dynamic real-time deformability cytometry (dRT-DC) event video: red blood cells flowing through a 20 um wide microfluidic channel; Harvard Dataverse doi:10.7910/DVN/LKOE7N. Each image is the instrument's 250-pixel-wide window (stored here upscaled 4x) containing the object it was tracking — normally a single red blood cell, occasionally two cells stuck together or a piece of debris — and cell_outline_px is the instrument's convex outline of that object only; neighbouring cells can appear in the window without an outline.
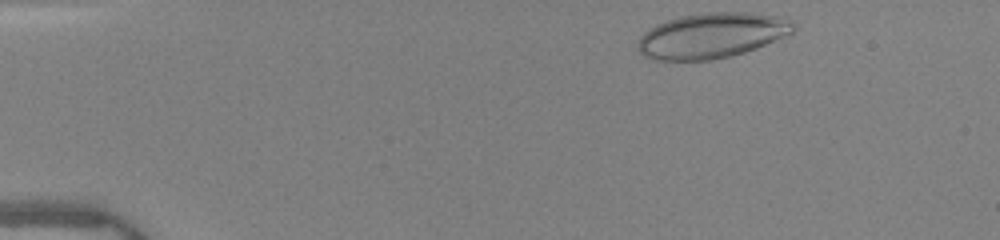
{"species": "human", "species_latin": "Homo sapiens", "temperature_condition": "warm", "stored_images_in_passage": 43, "camera_frame_rate_fps": 3000, "um_per_image_px": 0.085, "donor": {"sex": "female"}, "frame": {"image": 1, "passage_image": 1, "time_ms": 0.0, "image_size_px": [1000, 240], "cell_outline_px": [[796, 24], [792, 32], [784, 36], [756, 48], [744, 52], [712, 60], [652, 60], [644, 56], [636, 48], [636, 44], [640, 36], [644, 32], [656, 24], [680, 16], [708, 12], [748, 12], [776, 16]], "centroid_in_image_um": [60.43, 3.02], "position_along_channel_um": 24.6, "area_um2": 40.86}}
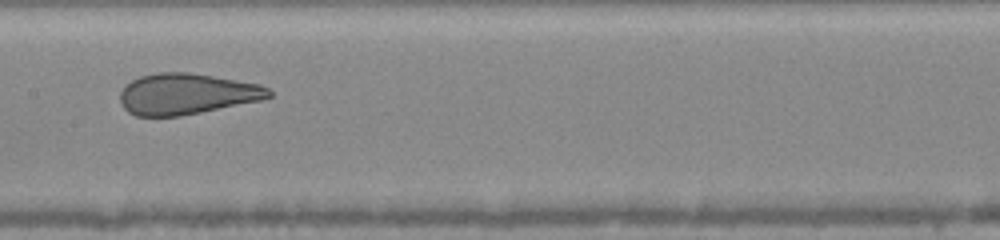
{"frame": {"image": 2, "passage_image": 20, "time_ms": 6.333, "image_size_px": [1000, 240], "cell_outline_px": [[272, 96], [260, 100], [180, 116], [136, 116], [128, 112], [124, 108], [120, 100], [120, 92], [132, 80], [140, 76], [160, 72], [188, 72], [260, 84], [268, 88], [272, 92]], "centroid_in_image_um": [15.85, 7.98], "position_along_channel_um": 191.5, "area_um2": 35.2}}
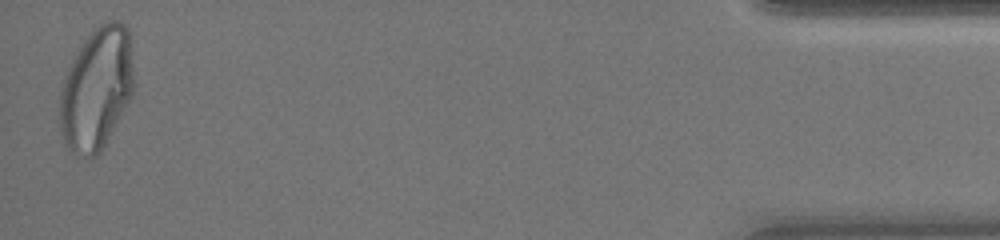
{"frame": {"image": 3, "passage_image": 43, "time_ms": 14.0, "image_size_px": [1000, 240], "cell_outline_px": [[132, 96], [100, 152], [96, 156], [76, 156], [64, 144], [60, 128], [60, 92], [68, 68], [80, 44], [92, 28], [108, 20], [120, 20], [128, 28], [132, 40]], "centroid_in_image_um": [8.21, 7.5], "position_along_channel_um": 427.0, "area_um2": 53.12}}